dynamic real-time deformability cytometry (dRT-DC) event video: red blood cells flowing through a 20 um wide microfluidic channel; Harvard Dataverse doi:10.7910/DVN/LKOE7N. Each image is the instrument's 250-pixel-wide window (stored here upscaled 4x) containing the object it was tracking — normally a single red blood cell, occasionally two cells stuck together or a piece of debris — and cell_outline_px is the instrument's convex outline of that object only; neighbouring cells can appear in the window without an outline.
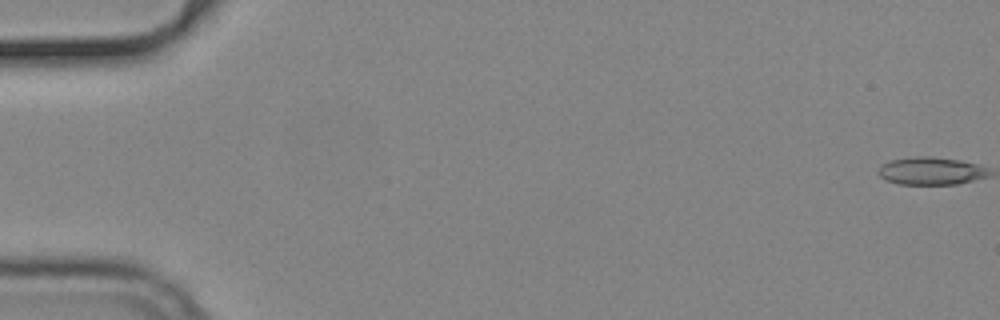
{"species": "common noctule bat (a hibernating species)", "species_latin": "Nyctalus noctula", "temperature_condition": "cold", "stored_images_in_passage": 13, "camera_frame_rate_fps": 3000, "um_per_image_px": 0.085, "animal": {"sex": "male", "body_mass_g": 19.2, "forearm_length_mm": 51.8}, "frame": {"image": 1, "passage_image": 1, "time_ms": 0.0, "image_size_px": [1000, 320], "cell_outline_px": [[968, 176], [964, 180], [944, 184], [912, 184], [892, 180], [904, 160], [948, 160], [964, 164]], "centroid_in_image_um": [79.11, 14.63], "position_along_channel_um": 5.9, "area_um2": 11.04}}